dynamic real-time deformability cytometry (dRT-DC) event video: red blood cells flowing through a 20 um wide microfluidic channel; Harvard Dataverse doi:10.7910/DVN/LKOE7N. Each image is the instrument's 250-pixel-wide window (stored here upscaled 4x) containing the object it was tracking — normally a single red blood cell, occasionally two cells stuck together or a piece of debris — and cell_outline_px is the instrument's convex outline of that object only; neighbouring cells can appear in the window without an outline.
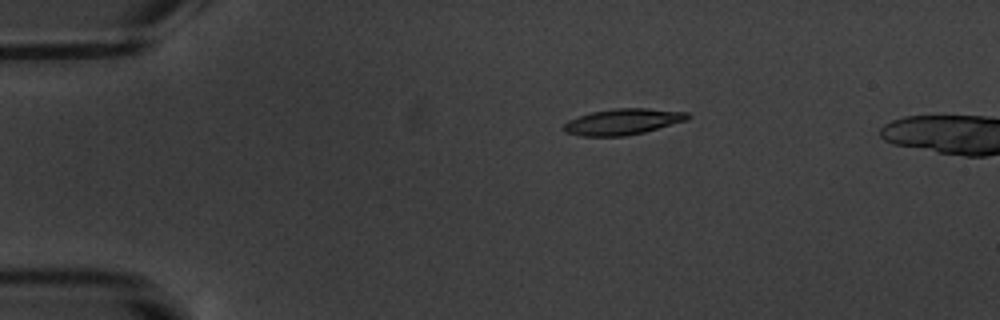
{"species": "common noctule bat (a hibernating species)", "species_latin": "Nyctalus noctula", "temperature_condition": "warm", "stored_images_in_passage": 7, "camera_frame_rate_fps": 3000, "um_per_image_px": 0.085, "animal": {"sex": "male", "body_mass_g": 20.1, "forearm_length_mm": 53.5}, "frame": {"image": 1, "passage_image": 4, "time_ms": 3.667, "image_size_px": [1000, 320], "cell_outline_px": [[692, 116], [688, 120], [644, 132], [624, 136], [580, 136], [564, 132], [564, 124], [568, 120], [592, 112], [616, 108], [648, 108], [688, 112]], "centroid_in_image_um": [52.97, 10.34], "position_along_channel_um": 32.0, "area_um2": 18.79}}